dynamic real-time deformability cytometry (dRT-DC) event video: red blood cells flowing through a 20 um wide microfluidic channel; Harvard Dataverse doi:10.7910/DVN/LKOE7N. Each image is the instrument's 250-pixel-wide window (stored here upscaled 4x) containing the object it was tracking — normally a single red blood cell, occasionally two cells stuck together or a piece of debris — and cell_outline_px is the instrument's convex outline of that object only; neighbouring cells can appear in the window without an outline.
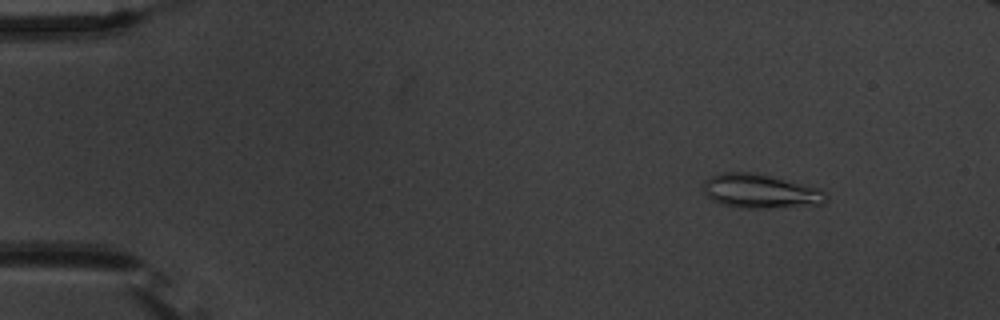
{"species": "common noctule bat (a hibernating species)", "species_latin": "Nyctalus noctula", "temperature_condition": "warm", "stored_images_in_passage": 56, "camera_frame_rate_fps": 3000, "um_per_image_px": 0.085, "animal": {"sex": "male", "body_mass_g": 20.1, "forearm_length_mm": 53.5}, "frame": {"image": 1, "passage_image": 7, "time_ms": 2.0, "image_size_px": [1000, 320], "cell_outline_px": [[828, 200], [824, 204], [768, 208], [740, 208], [720, 204], [712, 200], [704, 192], [704, 180], [712, 176], [724, 172], [756, 172], [820, 188], [828, 192]], "centroid_in_image_um": [64.68, 16.25], "position_along_channel_um": 20.3, "area_um2": 24.68}}
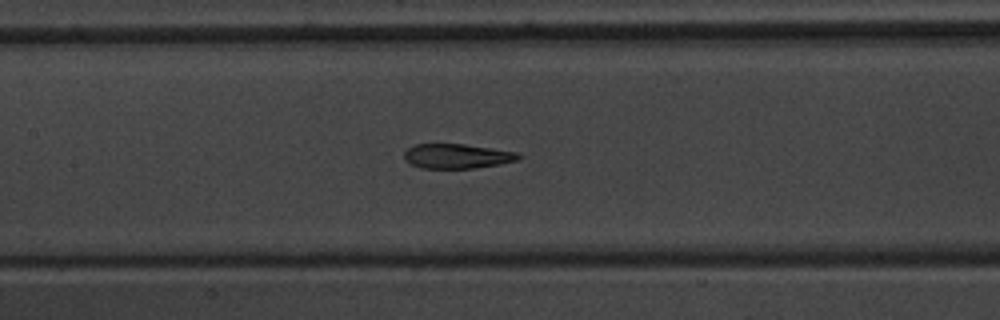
{"frame": {"image": 2, "passage_image": 27, "time_ms": 8.667, "image_size_px": [1000, 320], "cell_outline_px": [[524, 156], [520, 160], [500, 164], [472, 168], [420, 168], [408, 164], [404, 160], [404, 152], [408, 148], [416, 144], [464, 144], [520, 152]], "centroid_in_image_um": [38.88, 13.27], "position_along_channel_um": 168.5, "area_um2": 16.7}}
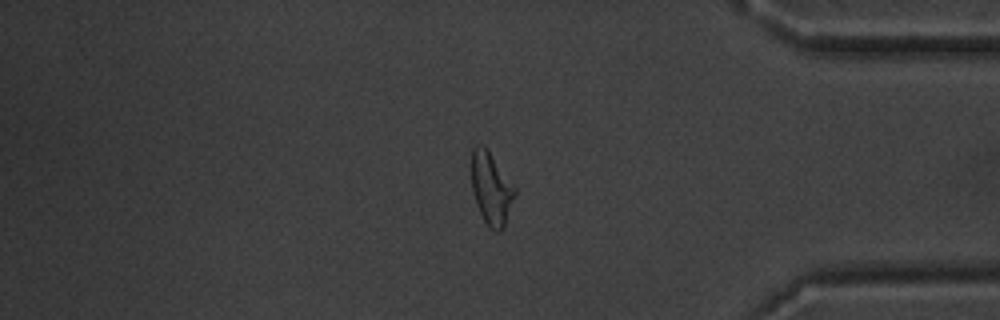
{"frame": {"image": 3, "passage_image": 47, "time_ms": 15.333, "image_size_px": [1000, 320], "cell_outline_px": [[516, 192], [504, 224], [500, 232], [496, 232], [484, 220], [476, 204], [472, 192], [472, 148], [476, 144], [480, 144], [488, 152], [516, 184]], "centroid_in_image_um": [41.76, 16.0], "position_along_channel_um": 393.4, "area_um2": 17.98}}